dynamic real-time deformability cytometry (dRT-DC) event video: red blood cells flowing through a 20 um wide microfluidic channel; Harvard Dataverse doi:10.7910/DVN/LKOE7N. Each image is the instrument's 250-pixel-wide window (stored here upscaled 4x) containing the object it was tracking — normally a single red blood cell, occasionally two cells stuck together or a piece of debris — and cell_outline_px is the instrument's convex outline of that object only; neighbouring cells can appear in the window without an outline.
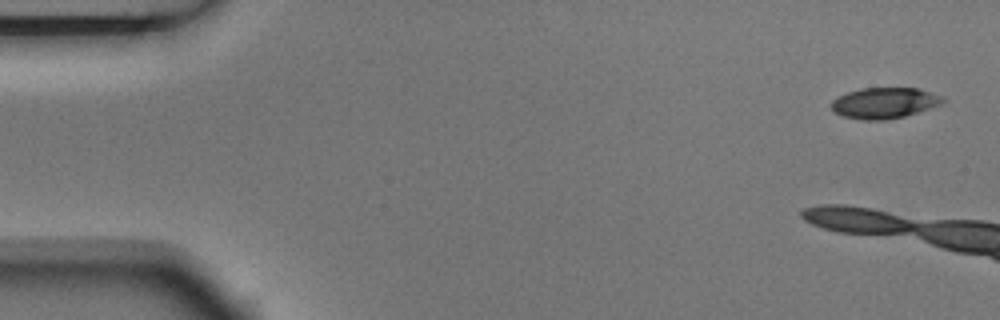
{"species": "Egyptian fruit bat (a non-hibernating species)", "species_latin": "Rousettus aegyptiacus", "temperature_condition": "room temperature", "stored_images_in_passage": 3, "camera_frame_rate_fps": 3000, "um_per_image_px": 0.085, "animal": {"sex": "male"}, "frame": {"image": 1, "passage_image": 1, "time_ms": 0.0, "image_size_px": [1000, 320], "cell_outline_px": [[948, 100], [940, 104], [904, 116], [884, 120], [864, 120], [844, 116], [832, 112], [832, 100], [848, 92], [860, 88], [920, 88], [944, 96]], "centroid_in_image_um": [75.2, 8.74], "position_along_channel_um": 9.8, "area_um2": 20.0}}